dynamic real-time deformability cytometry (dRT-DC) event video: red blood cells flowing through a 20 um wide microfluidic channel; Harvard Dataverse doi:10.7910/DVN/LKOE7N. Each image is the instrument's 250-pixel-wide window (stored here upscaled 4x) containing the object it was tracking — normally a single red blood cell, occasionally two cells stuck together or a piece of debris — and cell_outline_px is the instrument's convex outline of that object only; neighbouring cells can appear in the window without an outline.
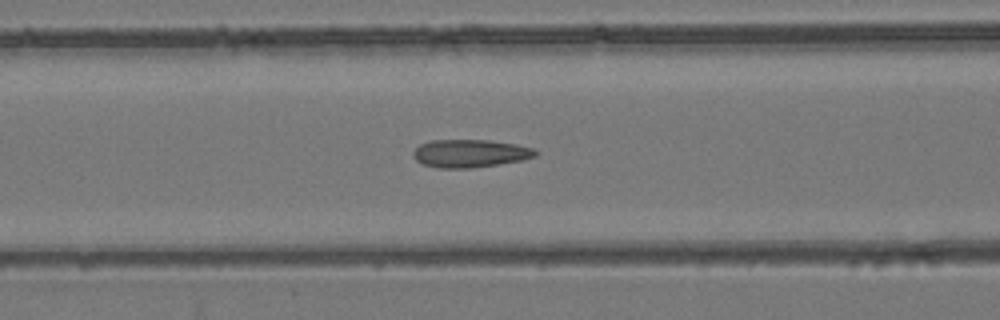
{"species": "common noctule bat (a hibernating species)", "species_latin": "Nyctalus noctula", "temperature_condition": "room temperature", "stored_images_in_passage": 36, "camera_frame_rate_fps": 3000, "um_per_image_px": 0.085, "animal": {"sex": "female", "body_mass_g": 24.6, "forearm_length_mm": 56.2}, "frame": {"image": 1, "passage_image": 5, "time_ms": 1.333, "image_size_px": [1000, 320], "cell_outline_px": [[540, 152], [536, 156], [520, 160], [472, 168], [436, 168], [424, 164], [416, 160], [412, 156], [412, 152], [420, 144], [432, 140], [488, 140], [516, 144], [532, 148]], "centroid_in_image_um": [39.93, 13.03], "position_along_channel_um": 126.7, "area_um2": 19.83}}
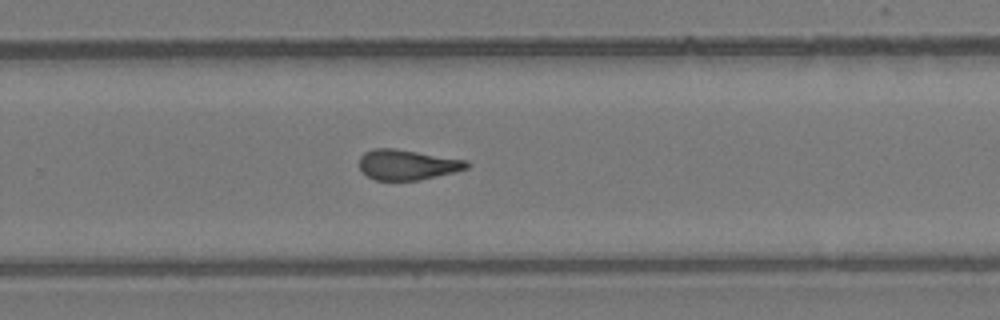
{"frame": {"image": 2, "passage_image": 18, "time_ms": 5.667, "image_size_px": [1000, 320], "cell_outline_px": [[472, 164], [468, 168], [420, 180], [376, 180], [368, 176], [360, 168], [360, 156], [364, 152], [376, 148], [396, 148], [468, 160]], "centroid_in_image_um": [34.65, 13.99], "position_along_channel_um": 295.2, "area_um2": 18.96}}
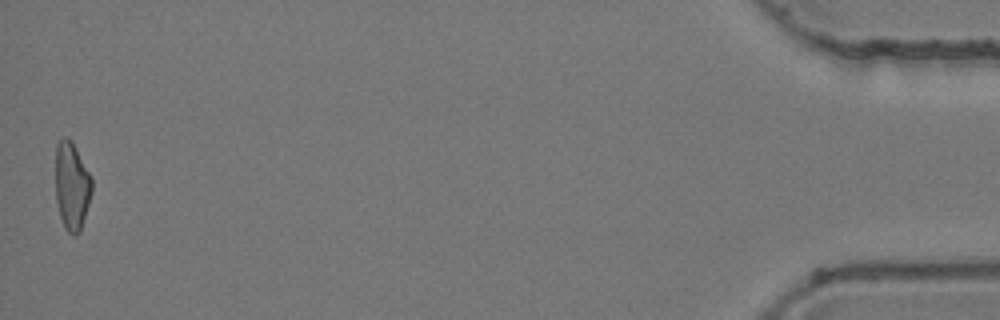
{"frame": {"image": 3, "passage_image": 36, "time_ms": 11.667, "image_size_px": [1000, 320], "cell_outline_px": [[92, 192], [80, 232], [76, 236], [72, 236], [64, 228], [60, 216], [56, 200], [56, 144], [64, 136], [68, 136], [72, 140], [92, 176]], "centroid_in_image_um": [6.11, 15.8], "position_along_channel_um": 429.1, "area_um2": 18.96}}